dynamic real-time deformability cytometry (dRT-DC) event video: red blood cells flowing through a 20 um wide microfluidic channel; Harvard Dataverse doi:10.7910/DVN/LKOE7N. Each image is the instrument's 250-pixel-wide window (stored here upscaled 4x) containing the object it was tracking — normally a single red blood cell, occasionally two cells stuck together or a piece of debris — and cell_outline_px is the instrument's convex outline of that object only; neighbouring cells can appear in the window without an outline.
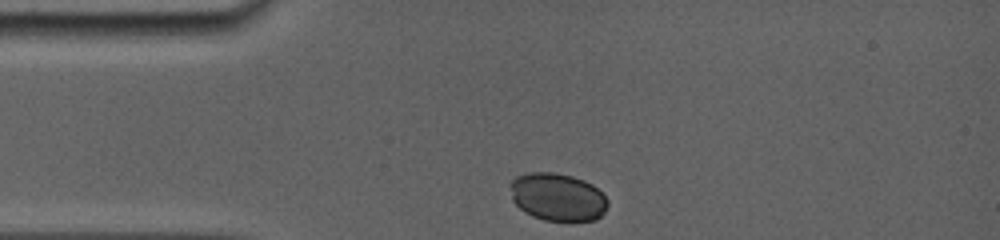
{"species": "common noctule bat (a hibernating species)", "species_latin": "Nyctalus noctula", "temperature_condition": "room temperature", "stored_images_in_passage": 33, "camera_frame_rate_fps": 5000, "um_per_image_px": 0.085, "animal": {"sex": "female", "body_mass_g": 19.0, "forearm_length_mm": 56.7}, "frame": {"image": 1, "passage_image": 1, "time_ms": 0.0, "image_size_px": [1000, 240], "cell_outline_px": [[608, 204], [604, 212], [596, 220], [568, 224], [544, 220], [532, 216], [524, 212], [512, 200], [508, 184], [516, 176], [528, 172], [556, 172], [572, 176], [584, 180], [592, 184], [608, 200]], "centroid_in_image_um": [47.38, 16.78], "position_along_channel_um": 37.6, "area_um2": 28.03}}
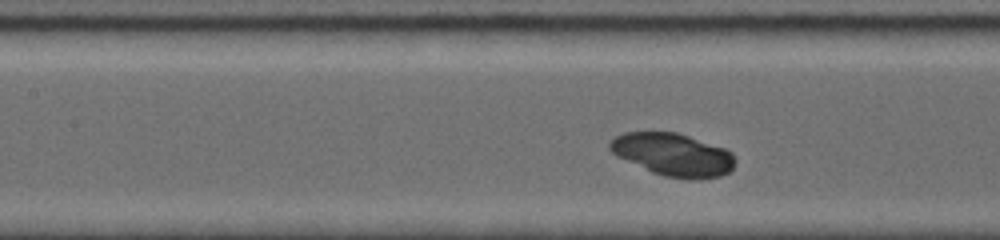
{"frame": {"image": 2, "passage_image": 15, "time_ms": 3.6, "image_size_px": [1000, 240], "cell_outline_px": [[736, 160], [732, 168], [728, 172], [720, 176], [692, 180], [688, 180], [664, 176], [652, 172], [616, 156], [608, 148], [608, 144], [616, 136], [624, 132], [676, 132], [724, 148], [732, 152]], "centroid_in_image_um": [57.2, 13.15], "position_along_channel_um": 150.2, "area_um2": 31.15}}
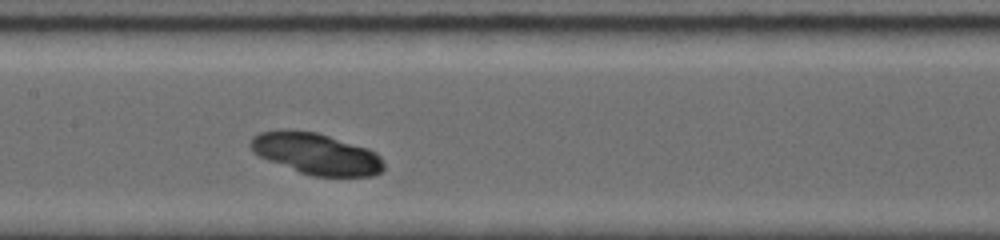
{"frame": {"image": 3, "passage_image": 19, "time_ms": 4.4, "image_size_px": [1000, 240], "cell_outline_px": [[384, 168], [380, 172], [372, 176], [312, 176], [300, 172], [268, 160], [252, 152], [248, 144], [252, 136], [260, 132], [284, 128], [288, 128], [316, 132], [368, 148], [376, 152], [380, 156], [384, 164]], "centroid_in_image_um": [26.84, 13.04], "position_along_channel_um": 180.6, "area_um2": 32.37}}